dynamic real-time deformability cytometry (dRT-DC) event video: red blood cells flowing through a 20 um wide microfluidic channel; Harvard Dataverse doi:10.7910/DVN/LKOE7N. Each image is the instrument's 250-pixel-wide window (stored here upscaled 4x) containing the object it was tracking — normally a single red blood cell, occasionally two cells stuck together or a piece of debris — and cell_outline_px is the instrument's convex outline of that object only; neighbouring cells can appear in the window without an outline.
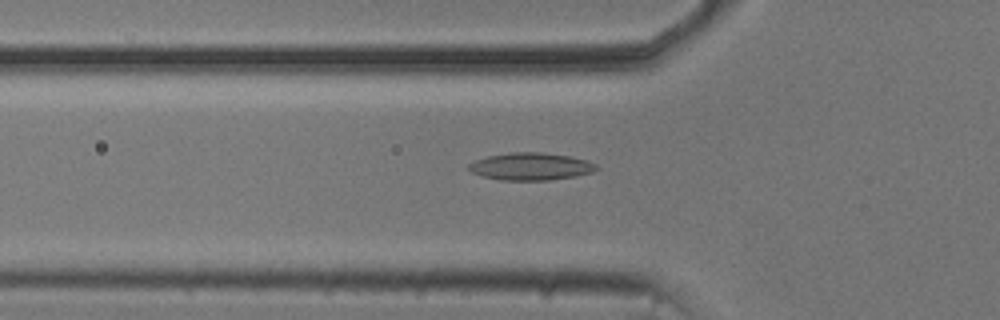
{"species": "common noctule bat (a hibernating species)", "species_latin": "Nyctalus noctula", "temperature_condition": "cold", "stored_images_in_passage": 55, "camera_frame_rate_fps": 3000, "um_per_image_px": 0.085, "animal": {"sex": "male", "body_mass_g": 20.5, "forearm_length_mm": 52.5}, "frame": {"image": 1, "passage_image": 18, "time_ms": 5.667, "image_size_px": [1000, 320], "cell_outline_px": [[600, 168], [592, 172], [576, 176], [548, 180], [500, 180], [484, 176], [472, 172], [468, 168], [468, 164], [476, 160], [488, 156], [508, 152], [544, 152], [572, 156], [588, 160], [596, 164]], "centroid_in_image_um": [45.16, 14.14], "position_along_channel_um": 80.6, "area_um2": 20.52}}
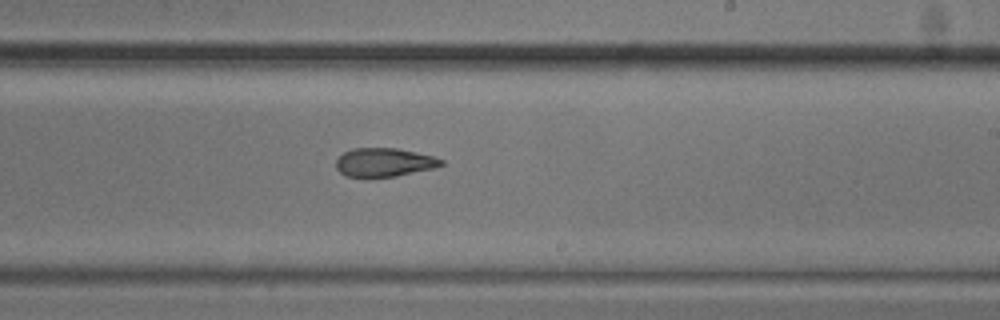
{"frame": {"image": 2, "passage_image": 32, "time_ms": 10.333, "image_size_px": [1000, 320], "cell_outline_px": [[444, 164], [432, 168], [396, 176], [348, 176], [340, 172], [336, 168], [336, 160], [344, 152], [352, 148], [396, 148], [416, 152], [432, 156], [444, 160]], "centroid_in_image_um": [32.65, 13.78], "position_along_channel_um": 256.4, "area_um2": 17.22}}
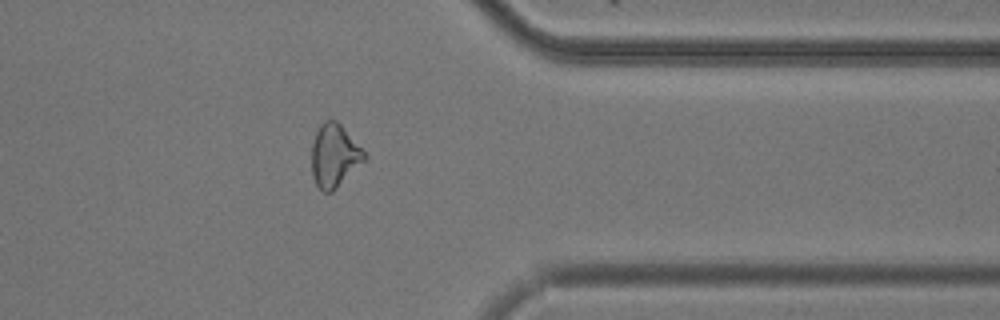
{"frame": {"image": 3, "passage_image": 43, "time_ms": 14.0, "image_size_px": [1000, 320], "cell_outline_px": [[368, 156], [332, 192], [324, 192], [316, 184], [312, 176], [312, 144], [316, 132], [320, 124], [324, 120], [336, 120], [340, 124]], "centroid_in_image_um": [28.39, 13.22], "position_along_channel_um": 383.0, "area_um2": 18.96}, "authors_computed_cell_mechanics": {"area_um2": 19.4208, "velocity_mm_per_s": 3.7457, "shape_relaxation_time_tau1_ms": 10.1788, "shape_relaxation_time_tau2_ms": 3.7448, "deformation_change_tau1": 0.1762, "deformation_change_tau2": 0.1125}}